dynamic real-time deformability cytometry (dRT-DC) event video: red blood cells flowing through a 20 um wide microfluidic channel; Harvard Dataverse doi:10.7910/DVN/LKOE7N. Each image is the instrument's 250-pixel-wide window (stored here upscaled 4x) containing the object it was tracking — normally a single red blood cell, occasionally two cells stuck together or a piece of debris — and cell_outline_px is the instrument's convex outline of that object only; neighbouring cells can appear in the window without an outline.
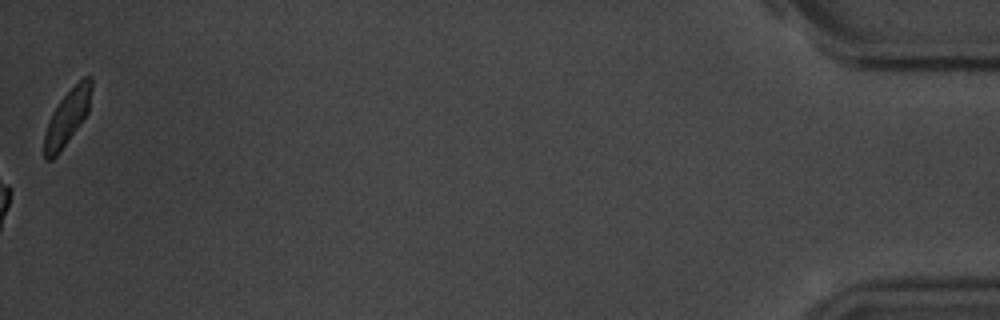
{"species": "common noctule bat (a hibernating species)", "species_latin": "Nyctalus noctula", "temperature_condition": "room temperature", "stored_images_in_passage": 57, "camera_frame_rate_fps": 3000, "um_per_image_px": 0.085, "animal": {"sex": "male", "body_mass_g": 20.1, "forearm_length_mm": 53.5}, "frame": {"image": 1, "passage_image": 57, "time_ms": 18.667, "image_size_px": [1000, 320], "cell_outline_px": [[92, 88], [88, 112], [80, 124], [60, 152], [52, 160], [44, 160], [44, 132], [48, 120], [52, 112], [60, 100], [84, 76], [92, 76]], "centroid_in_image_um": [5.7, 9.99], "position_along_channel_um": 429.5, "area_um2": 15.14}, "authors_computed_cell_mechanics": {"area_um2": 17.3978, "velocity_mm_per_s": 3.5914, "shape_relaxation_time_tau1_ms": 2.3932, "shape_relaxation_time_tau2_ms": 7.8793, "deformation_change_tau1": 0.1475, "deformation_change_tau2": 0.1857}}